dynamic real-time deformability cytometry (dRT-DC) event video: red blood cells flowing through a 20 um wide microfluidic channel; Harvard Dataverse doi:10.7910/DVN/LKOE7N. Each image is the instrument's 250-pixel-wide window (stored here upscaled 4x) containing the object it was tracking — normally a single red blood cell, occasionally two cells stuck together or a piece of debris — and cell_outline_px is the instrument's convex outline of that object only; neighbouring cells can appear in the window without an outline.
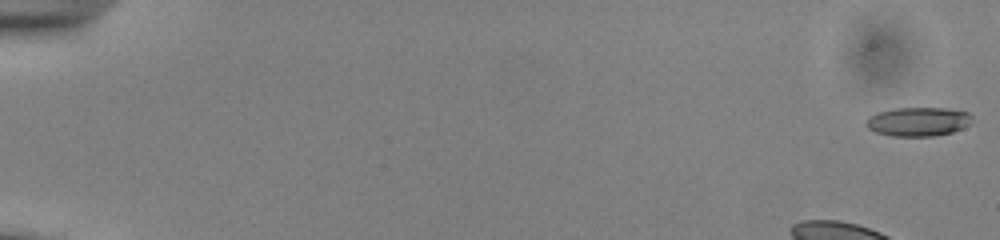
{"species": "common noctule bat (a hibernating species)", "species_latin": "Nyctalus noctula", "temperature_condition": "cold", "stored_images_in_passage": 53, "camera_frame_rate_fps": 3000, "um_per_image_px": 0.085, "animal": {"sex": "male", "body_mass_g": 13.0, "forearm_length_mm": 53.1}, "frame": {"image": 1, "passage_image": 1, "time_ms": 0.0, "image_size_px": [1000, 240], "cell_outline_px": [[972, 124], [964, 128], [952, 132], [932, 136], [892, 136], [876, 132], [868, 128], [864, 124], [864, 120], [868, 116], [876, 112], [896, 108], [944, 108], [968, 112], [972, 116]], "centroid_in_image_um": [78.03, 10.33], "position_along_channel_um": 7.0, "area_um2": 18.15}}
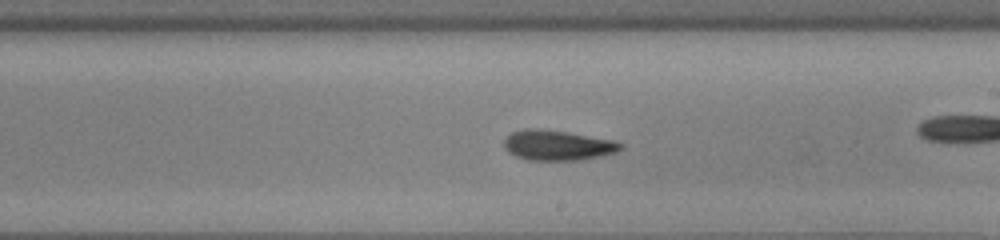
{"frame": {"image": 2, "passage_image": 31, "time_ms": 10.0, "image_size_px": [1000, 240], "cell_outline_px": [[624, 148], [616, 152], [600, 156], [580, 160], [528, 160], [516, 156], [508, 152], [504, 148], [504, 140], [512, 132], [524, 128], [540, 128], [568, 132], [616, 140], [624, 144]], "centroid_in_image_um": [47.42, 12.34], "position_along_channel_um": 241.6, "area_um2": 20.75}}
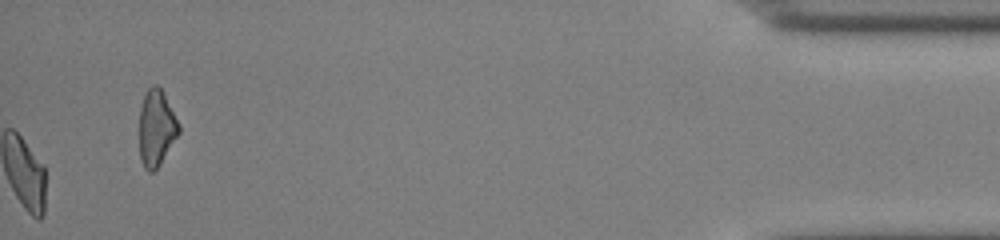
{"frame": {"image": 3, "passage_image": 53, "time_ms": 17.333, "image_size_px": [1000, 240], "cell_outline_px": [[180, 132], [160, 164], [152, 172], [148, 172], [144, 168], [140, 160], [140, 108], [144, 96], [148, 88], [152, 84], [156, 84], [164, 92], [180, 124]], "centroid_in_image_um": [13.3, 10.87], "position_along_channel_um": 421.9, "area_um2": 17.63}, "authors_computed_cell_mechanics": {"area_um2": 19.7098, "velocity_mm_per_s": 3.8574, "shape_relaxation_time_tau1_ms": 4.6817, "shape_relaxation_time_tau2_ms": 3.0663, "deformation_change_tau1": 0.1449, "deformation_change_tau2": 0.1087}}